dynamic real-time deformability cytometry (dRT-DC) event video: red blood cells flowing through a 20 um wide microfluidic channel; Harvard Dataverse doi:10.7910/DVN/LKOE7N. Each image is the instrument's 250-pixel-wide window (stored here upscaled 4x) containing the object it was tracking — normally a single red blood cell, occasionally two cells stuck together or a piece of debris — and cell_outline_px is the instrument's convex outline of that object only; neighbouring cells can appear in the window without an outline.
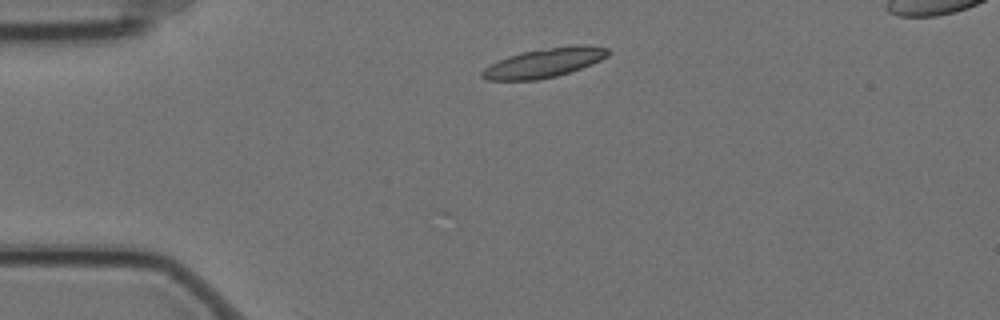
{"species": "Egyptian fruit bat (a non-hibernating species)", "species_latin": "Rousettus aegyptiacus", "temperature_condition": "cold", "stored_images_in_passage": 2, "camera_frame_rate_fps": 3000, "um_per_image_px": 0.085, "animal": {"sex": "female"}, "frame": {"image": 1, "passage_image": 1, "time_ms": 0.0, "image_size_px": [1000, 320], "cell_outline_px": [[612, 52], [608, 56], [592, 64], [556, 76], [536, 80], [484, 80], [480, 76], [480, 72], [484, 68], [508, 56], [520, 52], [572, 44], [588, 44], [608, 48]], "centroid_in_image_um": [46.29, 5.32], "position_along_channel_um": 38.7, "area_um2": 21.62}}